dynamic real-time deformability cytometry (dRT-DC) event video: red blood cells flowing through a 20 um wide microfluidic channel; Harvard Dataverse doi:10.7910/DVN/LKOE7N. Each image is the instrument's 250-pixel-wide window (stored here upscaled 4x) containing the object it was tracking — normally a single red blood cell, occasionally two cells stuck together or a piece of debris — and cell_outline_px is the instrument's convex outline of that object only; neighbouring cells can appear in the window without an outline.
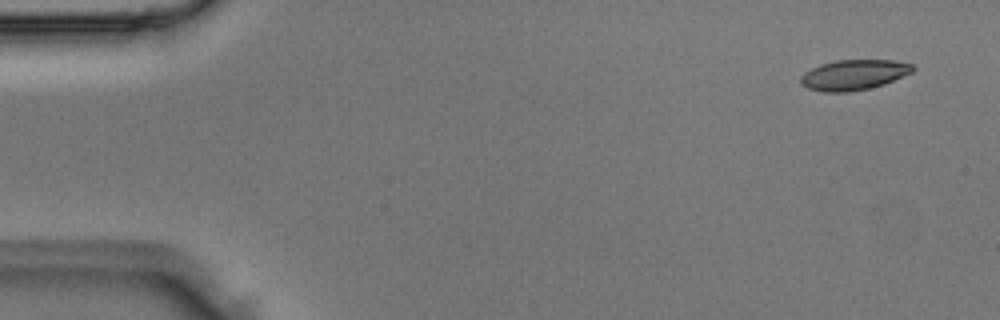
{"species": "Egyptian fruit bat (a non-hibernating species)", "species_latin": "Rousettus aegyptiacus", "temperature_condition": "room temperature", "stored_images_in_passage": 3, "camera_frame_rate_fps": 3000, "um_per_image_px": 0.085, "animal": {"sex": "male"}, "frame": {"image": 1, "passage_image": 1, "time_ms": 0.0, "image_size_px": [1000, 320], "cell_outline_px": [[916, 68], [912, 72], [884, 84], [868, 88], [848, 92], [824, 92], [808, 88], [800, 84], [800, 76], [804, 72], [820, 64], [836, 60], [892, 60], [912, 64]], "centroid_in_image_um": [72.55, 6.36], "position_along_channel_um": 12.5, "area_um2": 19.77}}